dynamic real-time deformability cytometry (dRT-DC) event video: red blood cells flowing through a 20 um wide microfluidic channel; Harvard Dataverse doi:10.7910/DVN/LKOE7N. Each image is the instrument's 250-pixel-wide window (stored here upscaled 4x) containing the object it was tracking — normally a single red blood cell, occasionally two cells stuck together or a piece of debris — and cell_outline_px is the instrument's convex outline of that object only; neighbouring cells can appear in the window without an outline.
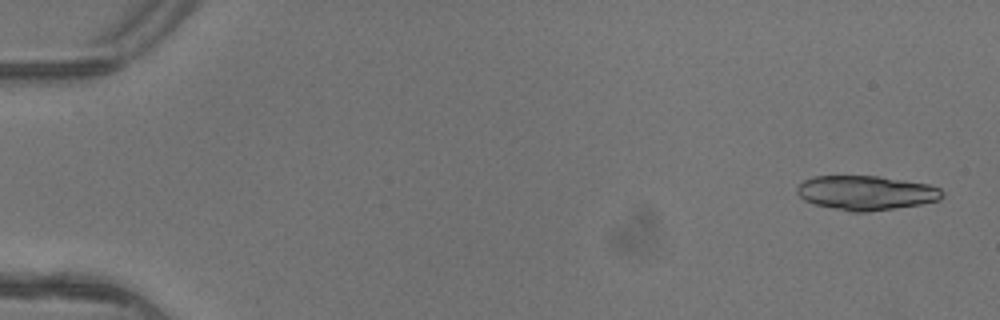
{"species": "common noctule bat (a hibernating species)", "species_latin": "Nyctalus noctula", "temperature_condition": "warm", "stored_images_in_passage": 3, "camera_frame_rate_fps": 3000, "um_per_image_px": 0.085, "animal": {"sex": "female"}, "frame": {"image": 1, "passage_image": 1, "time_ms": 0.0, "image_size_px": [1000, 320], "cell_outline_px": [[944, 196], [940, 200], [920, 204], [896, 208], [864, 212], [852, 212], [812, 204], [804, 200], [796, 192], [796, 188], [804, 180], [816, 176], [876, 176], [928, 184], [940, 188], [944, 192]], "centroid_in_image_um": [73.61, 16.39], "position_along_channel_um": 11.4, "area_um2": 29.07}}